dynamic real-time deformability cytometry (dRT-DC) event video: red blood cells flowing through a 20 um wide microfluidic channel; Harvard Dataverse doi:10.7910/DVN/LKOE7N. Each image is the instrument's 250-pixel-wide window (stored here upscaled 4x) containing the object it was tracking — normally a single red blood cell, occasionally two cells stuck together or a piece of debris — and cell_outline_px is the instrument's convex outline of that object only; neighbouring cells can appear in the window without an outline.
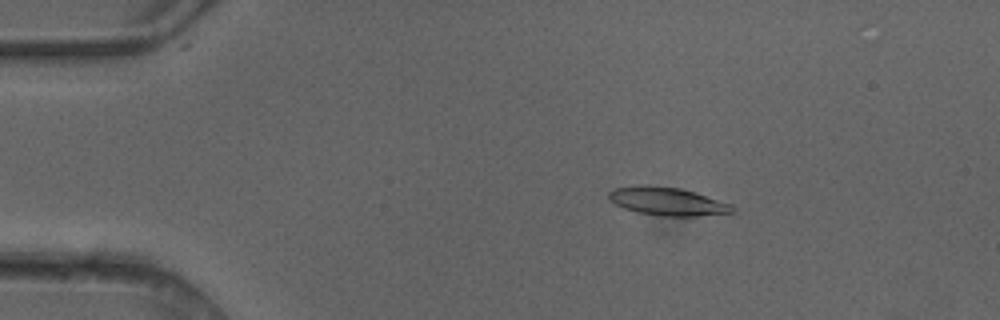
{"species": "common noctule bat (a hibernating species)", "species_latin": "Nyctalus noctula", "temperature_condition": "cold", "stored_images_in_passage": 5, "camera_frame_rate_fps": 3000, "um_per_image_px": 0.085, "animal": {"sex": "female"}, "frame": {"image": 1, "passage_image": 2, "time_ms": 0.333, "image_size_px": [1000, 320], "cell_outline_px": [[736, 208], [732, 212], [692, 216], [664, 216], [636, 212], [624, 208], [608, 200], [608, 192], [612, 188], [640, 184], [644, 184], [680, 188], [732, 204]], "centroid_in_image_um": [56.65, 17.1], "position_along_channel_um": 28.3, "area_um2": 20.29}}
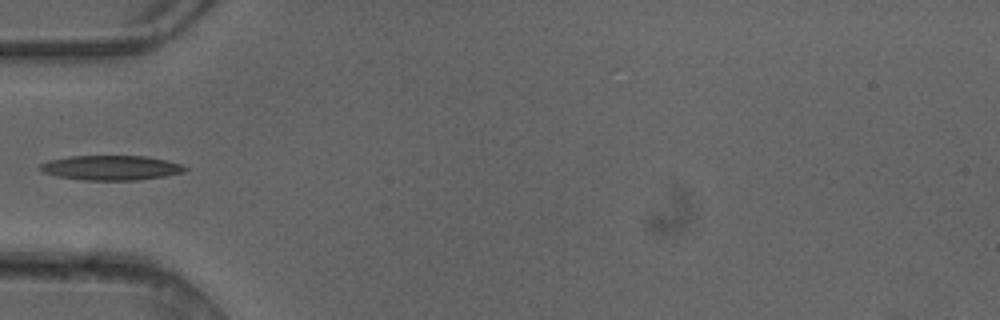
{"frame": {"image": 2, "passage_image": 4, "time_ms": 1.0, "image_size_px": [1000, 320], "cell_outline_px": [[188, 168], [184, 172], [164, 176], [136, 180], [80, 180], [56, 176], [44, 172], [40, 168], [40, 164], [48, 160], [68, 156], [144, 156], [184, 164]], "centroid_in_image_um": [9.43, 14.26], "position_along_channel_um": 75.6, "area_um2": 20.87}}
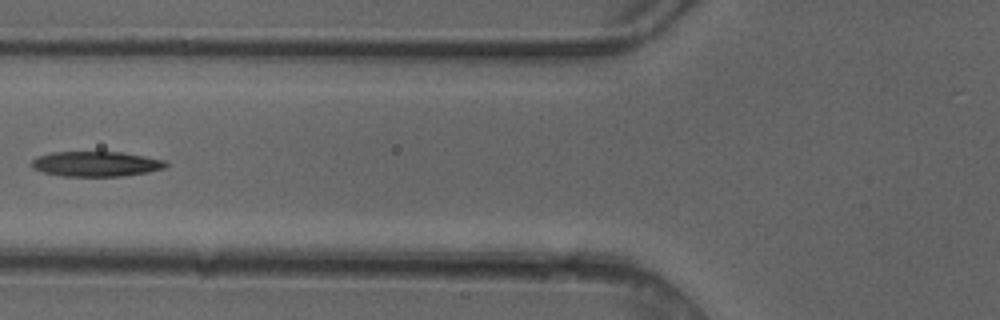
{"frame": {"image": 3, "passage_image": 5, "time_ms": 1.333, "image_size_px": [1000, 320], "cell_outline_px": [[168, 164], [164, 168], [148, 172], [124, 176], [60, 176], [44, 172], [32, 168], [28, 164], [36, 156], [52, 152], [124, 152], [164, 160]], "centroid_in_image_um": [8.12, 13.93], "position_along_channel_um": 117.7, "area_um2": 19.77}}